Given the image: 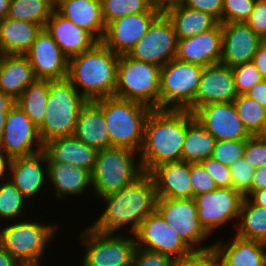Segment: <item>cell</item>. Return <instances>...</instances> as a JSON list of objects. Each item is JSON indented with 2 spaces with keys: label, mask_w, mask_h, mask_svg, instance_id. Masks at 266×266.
<instances>
[{
  "label": "cell",
  "mask_w": 266,
  "mask_h": 266,
  "mask_svg": "<svg viewBox=\"0 0 266 266\" xmlns=\"http://www.w3.org/2000/svg\"><path fill=\"white\" fill-rule=\"evenodd\" d=\"M28 199L9 180L0 183V218L4 222L19 220L25 216V202Z\"/></svg>",
  "instance_id": "38"
},
{
  "label": "cell",
  "mask_w": 266,
  "mask_h": 266,
  "mask_svg": "<svg viewBox=\"0 0 266 266\" xmlns=\"http://www.w3.org/2000/svg\"><path fill=\"white\" fill-rule=\"evenodd\" d=\"M44 28L68 59L89 50L98 42L88 31L72 23L56 9Z\"/></svg>",
  "instance_id": "24"
},
{
  "label": "cell",
  "mask_w": 266,
  "mask_h": 266,
  "mask_svg": "<svg viewBox=\"0 0 266 266\" xmlns=\"http://www.w3.org/2000/svg\"><path fill=\"white\" fill-rule=\"evenodd\" d=\"M266 188V166L256 168L251 183L250 194L253 191Z\"/></svg>",
  "instance_id": "53"
},
{
  "label": "cell",
  "mask_w": 266,
  "mask_h": 266,
  "mask_svg": "<svg viewBox=\"0 0 266 266\" xmlns=\"http://www.w3.org/2000/svg\"><path fill=\"white\" fill-rule=\"evenodd\" d=\"M244 196L233 188H217L193 197L200 224L211 235L220 226L238 223ZM213 233V234H212Z\"/></svg>",
  "instance_id": "12"
},
{
  "label": "cell",
  "mask_w": 266,
  "mask_h": 266,
  "mask_svg": "<svg viewBox=\"0 0 266 266\" xmlns=\"http://www.w3.org/2000/svg\"><path fill=\"white\" fill-rule=\"evenodd\" d=\"M54 9L55 0H11L7 17L45 27Z\"/></svg>",
  "instance_id": "36"
},
{
  "label": "cell",
  "mask_w": 266,
  "mask_h": 266,
  "mask_svg": "<svg viewBox=\"0 0 266 266\" xmlns=\"http://www.w3.org/2000/svg\"><path fill=\"white\" fill-rule=\"evenodd\" d=\"M252 62L255 64L263 79L266 80V41L259 46Z\"/></svg>",
  "instance_id": "52"
},
{
  "label": "cell",
  "mask_w": 266,
  "mask_h": 266,
  "mask_svg": "<svg viewBox=\"0 0 266 266\" xmlns=\"http://www.w3.org/2000/svg\"><path fill=\"white\" fill-rule=\"evenodd\" d=\"M86 102L67 77L50 80L45 116L38 128L43 144L73 136L80 109Z\"/></svg>",
  "instance_id": "5"
},
{
  "label": "cell",
  "mask_w": 266,
  "mask_h": 266,
  "mask_svg": "<svg viewBox=\"0 0 266 266\" xmlns=\"http://www.w3.org/2000/svg\"><path fill=\"white\" fill-rule=\"evenodd\" d=\"M233 104L247 132L251 136L263 135L266 126V109L245 94L238 95Z\"/></svg>",
  "instance_id": "37"
},
{
  "label": "cell",
  "mask_w": 266,
  "mask_h": 266,
  "mask_svg": "<svg viewBox=\"0 0 266 266\" xmlns=\"http://www.w3.org/2000/svg\"><path fill=\"white\" fill-rule=\"evenodd\" d=\"M245 23L264 41L266 40V0H256L254 9Z\"/></svg>",
  "instance_id": "48"
},
{
  "label": "cell",
  "mask_w": 266,
  "mask_h": 266,
  "mask_svg": "<svg viewBox=\"0 0 266 266\" xmlns=\"http://www.w3.org/2000/svg\"><path fill=\"white\" fill-rule=\"evenodd\" d=\"M200 163L215 181L218 188H232L229 166L223 165L212 157L203 160Z\"/></svg>",
  "instance_id": "47"
},
{
  "label": "cell",
  "mask_w": 266,
  "mask_h": 266,
  "mask_svg": "<svg viewBox=\"0 0 266 266\" xmlns=\"http://www.w3.org/2000/svg\"><path fill=\"white\" fill-rule=\"evenodd\" d=\"M73 136L97 150L110 147L103 111L95 101H87L81 107Z\"/></svg>",
  "instance_id": "29"
},
{
  "label": "cell",
  "mask_w": 266,
  "mask_h": 266,
  "mask_svg": "<svg viewBox=\"0 0 266 266\" xmlns=\"http://www.w3.org/2000/svg\"><path fill=\"white\" fill-rule=\"evenodd\" d=\"M55 9L72 23L88 31L97 41H102L106 24L100 0H55Z\"/></svg>",
  "instance_id": "27"
},
{
  "label": "cell",
  "mask_w": 266,
  "mask_h": 266,
  "mask_svg": "<svg viewBox=\"0 0 266 266\" xmlns=\"http://www.w3.org/2000/svg\"><path fill=\"white\" fill-rule=\"evenodd\" d=\"M175 260L159 252L136 247L131 266H173Z\"/></svg>",
  "instance_id": "46"
},
{
  "label": "cell",
  "mask_w": 266,
  "mask_h": 266,
  "mask_svg": "<svg viewBox=\"0 0 266 266\" xmlns=\"http://www.w3.org/2000/svg\"><path fill=\"white\" fill-rule=\"evenodd\" d=\"M194 120L188 110L152 109L144 131V141L139 152L143 172L182 160V147L187 126Z\"/></svg>",
  "instance_id": "2"
},
{
  "label": "cell",
  "mask_w": 266,
  "mask_h": 266,
  "mask_svg": "<svg viewBox=\"0 0 266 266\" xmlns=\"http://www.w3.org/2000/svg\"><path fill=\"white\" fill-rule=\"evenodd\" d=\"M232 188L240 192L245 198L250 195L251 183L255 168L250 166L244 157L229 166Z\"/></svg>",
  "instance_id": "41"
},
{
  "label": "cell",
  "mask_w": 266,
  "mask_h": 266,
  "mask_svg": "<svg viewBox=\"0 0 266 266\" xmlns=\"http://www.w3.org/2000/svg\"><path fill=\"white\" fill-rule=\"evenodd\" d=\"M182 5L209 13L222 24L223 0H183Z\"/></svg>",
  "instance_id": "50"
},
{
  "label": "cell",
  "mask_w": 266,
  "mask_h": 266,
  "mask_svg": "<svg viewBox=\"0 0 266 266\" xmlns=\"http://www.w3.org/2000/svg\"><path fill=\"white\" fill-rule=\"evenodd\" d=\"M12 158L0 149V182L9 180Z\"/></svg>",
  "instance_id": "54"
},
{
  "label": "cell",
  "mask_w": 266,
  "mask_h": 266,
  "mask_svg": "<svg viewBox=\"0 0 266 266\" xmlns=\"http://www.w3.org/2000/svg\"><path fill=\"white\" fill-rule=\"evenodd\" d=\"M232 71L238 95L246 94L257 83L264 80L253 62L233 67Z\"/></svg>",
  "instance_id": "42"
},
{
  "label": "cell",
  "mask_w": 266,
  "mask_h": 266,
  "mask_svg": "<svg viewBox=\"0 0 266 266\" xmlns=\"http://www.w3.org/2000/svg\"><path fill=\"white\" fill-rule=\"evenodd\" d=\"M161 12L129 14L106 25L102 43L118 55L129 54Z\"/></svg>",
  "instance_id": "17"
},
{
  "label": "cell",
  "mask_w": 266,
  "mask_h": 266,
  "mask_svg": "<svg viewBox=\"0 0 266 266\" xmlns=\"http://www.w3.org/2000/svg\"><path fill=\"white\" fill-rule=\"evenodd\" d=\"M43 147L38 128L15 104L8 112L0 149L11 158H16L39 153Z\"/></svg>",
  "instance_id": "15"
},
{
  "label": "cell",
  "mask_w": 266,
  "mask_h": 266,
  "mask_svg": "<svg viewBox=\"0 0 266 266\" xmlns=\"http://www.w3.org/2000/svg\"><path fill=\"white\" fill-rule=\"evenodd\" d=\"M105 24L129 14L159 12L151 8L149 0H100Z\"/></svg>",
  "instance_id": "39"
},
{
  "label": "cell",
  "mask_w": 266,
  "mask_h": 266,
  "mask_svg": "<svg viewBox=\"0 0 266 266\" xmlns=\"http://www.w3.org/2000/svg\"><path fill=\"white\" fill-rule=\"evenodd\" d=\"M243 157L255 169L266 166V137L258 135L248 138Z\"/></svg>",
  "instance_id": "44"
},
{
  "label": "cell",
  "mask_w": 266,
  "mask_h": 266,
  "mask_svg": "<svg viewBox=\"0 0 266 266\" xmlns=\"http://www.w3.org/2000/svg\"><path fill=\"white\" fill-rule=\"evenodd\" d=\"M95 102L102 108L110 147H123L139 153L144 141L146 120L152 108L115 96Z\"/></svg>",
  "instance_id": "4"
},
{
  "label": "cell",
  "mask_w": 266,
  "mask_h": 266,
  "mask_svg": "<svg viewBox=\"0 0 266 266\" xmlns=\"http://www.w3.org/2000/svg\"><path fill=\"white\" fill-rule=\"evenodd\" d=\"M118 59V54L98 41L89 50L69 58L67 78L87 101L114 96Z\"/></svg>",
  "instance_id": "3"
},
{
  "label": "cell",
  "mask_w": 266,
  "mask_h": 266,
  "mask_svg": "<svg viewBox=\"0 0 266 266\" xmlns=\"http://www.w3.org/2000/svg\"><path fill=\"white\" fill-rule=\"evenodd\" d=\"M177 42L172 22L162 13L128 55L135 60L163 67L175 58Z\"/></svg>",
  "instance_id": "14"
},
{
  "label": "cell",
  "mask_w": 266,
  "mask_h": 266,
  "mask_svg": "<svg viewBox=\"0 0 266 266\" xmlns=\"http://www.w3.org/2000/svg\"><path fill=\"white\" fill-rule=\"evenodd\" d=\"M101 199L105 210L89 227L102 233H120L129 226L124 233L134 234L143 219L156 210L157 195L151 175L144 172L120 191Z\"/></svg>",
  "instance_id": "1"
},
{
  "label": "cell",
  "mask_w": 266,
  "mask_h": 266,
  "mask_svg": "<svg viewBox=\"0 0 266 266\" xmlns=\"http://www.w3.org/2000/svg\"><path fill=\"white\" fill-rule=\"evenodd\" d=\"M37 80L26 55L0 54V91L17 100Z\"/></svg>",
  "instance_id": "28"
},
{
  "label": "cell",
  "mask_w": 266,
  "mask_h": 266,
  "mask_svg": "<svg viewBox=\"0 0 266 266\" xmlns=\"http://www.w3.org/2000/svg\"><path fill=\"white\" fill-rule=\"evenodd\" d=\"M25 55L37 79L55 80L68 76L69 59L45 28Z\"/></svg>",
  "instance_id": "19"
},
{
  "label": "cell",
  "mask_w": 266,
  "mask_h": 266,
  "mask_svg": "<svg viewBox=\"0 0 266 266\" xmlns=\"http://www.w3.org/2000/svg\"><path fill=\"white\" fill-rule=\"evenodd\" d=\"M247 140H216L212 158L226 166L233 165L244 155Z\"/></svg>",
  "instance_id": "40"
},
{
  "label": "cell",
  "mask_w": 266,
  "mask_h": 266,
  "mask_svg": "<svg viewBox=\"0 0 266 266\" xmlns=\"http://www.w3.org/2000/svg\"><path fill=\"white\" fill-rule=\"evenodd\" d=\"M19 262L0 245V266H18Z\"/></svg>",
  "instance_id": "57"
},
{
  "label": "cell",
  "mask_w": 266,
  "mask_h": 266,
  "mask_svg": "<svg viewBox=\"0 0 266 266\" xmlns=\"http://www.w3.org/2000/svg\"><path fill=\"white\" fill-rule=\"evenodd\" d=\"M44 27L5 17L0 21V54L25 55Z\"/></svg>",
  "instance_id": "31"
},
{
  "label": "cell",
  "mask_w": 266,
  "mask_h": 266,
  "mask_svg": "<svg viewBox=\"0 0 266 266\" xmlns=\"http://www.w3.org/2000/svg\"><path fill=\"white\" fill-rule=\"evenodd\" d=\"M233 227L237 236L266 244V207L254 204L248 197L244 198L238 223Z\"/></svg>",
  "instance_id": "33"
},
{
  "label": "cell",
  "mask_w": 266,
  "mask_h": 266,
  "mask_svg": "<svg viewBox=\"0 0 266 266\" xmlns=\"http://www.w3.org/2000/svg\"><path fill=\"white\" fill-rule=\"evenodd\" d=\"M222 241H214L213 246L218 266H266L265 243L244 239L236 234L228 241Z\"/></svg>",
  "instance_id": "23"
},
{
  "label": "cell",
  "mask_w": 266,
  "mask_h": 266,
  "mask_svg": "<svg viewBox=\"0 0 266 266\" xmlns=\"http://www.w3.org/2000/svg\"><path fill=\"white\" fill-rule=\"evenodd\" d=\"M143 173L139 153L123 147L100 149L91 173L93 197L118 192Z\"/></svg>",
  "instance_id": "6"
},
{
  "label": "cell",
  "mask_w": 266,
  "mask_h": 266,
  "mask_svg": "<svg viewBox=\"0 0 266 266\" xmlns=\"http://www.w3.org/2000/svg\"><path fill=\"white\" fill-rule=\"evenodd\" d=\"M79 237L85 246L81 266H131L134 234L102 233L88 226Z\"/></svg>",
  "instance_id": "10"
},
{
  "label": "cell",
  "mask_w": 266,
  "mask_h": 266,
  "mask_svg": "<svg viewBox=\"0 0 266 266\" xmlns=\"http://www.w3.org/2000/svg\"><path fill=\"white\" fill-rule=\"evenodd\" d=\"M245 95L266 109V80L257 83Z\"/></svg>",
  "instance_id": "51"
},
{
  "label": "cell",
  "mask_w": 266,
  "mask_h": 266,
  "mask_svg": "<svg viewBox=\"0 0 266 266\" xmlns=\"http://www.w3.org/2000/svg\"><path fill=\"white\" fill-rule=\"evenodd\" d=\"M204 67L176 58L161 67L160 109L188 110L195 101Z\"/></svg>",
  "instance_id": "9"
},
{
  "label": "cell",
  "mask_w": 266,
  "mask_h": 266,
  "mask_svg": "<svg viewBox=\"0 0 266 266\" xmlns=\"http://www.w3.org/2000/svg\"><path fill=\"white\" fill-rule=\"evenodd\" d=\"M134 236L136 247L159 252L175 261L194 253L156 210L143 219Z\"/></svg>",
  "instance_id": "13"
},
{
  "label": "cell",
  "mask_w": 266,
  "mask_h": 266,
  "mask_svg": "<svg viewBox=\"0 0 266 266\" xmlns=\"http://www.w3.org/2000/svg\"><path fill=\"white\" fill-rule=\"evenodd\" d=\"M256 0H223L222 23L245 22L254 9Z\"/></svg>",
  "instance_id": "43"
},
{
  "label": "cell",
  "mask_w": 266,
  "mask_h": 266,
  "mask_svg": "<svg viewBox=\"0 0 266 266\" xmlns=\"http://www.w3.org/2000/svg\"><path fill=\"white\" fill-rule=\"evenodd\" d=\"M15 104L16 100L0 91V113H8Z\"/></svg>",
  "instance_id": "56"
},
{
  "label": "cell",
  "mask_w": 266,
  "mask_h": 266,
  "mask_svg": "<svg viewBox=\"0 0 266 266\" xmlns=\"http://www.w3.org/2000/svg\"><path fill=\"white\" fill-rule=\"evenodd\" d=\"M156 211L194 252L213 249L214 243L204 246L211 235L200 224L193 198H157Z\"/></svg>",
  "instance_id": "11"
},
{
  "label": "cell",
  "mask_w": 266,
  "mask_h": 266,
  "mask_svg": "<svg viewBox=\"0 0 266 266\" xmlns=\"http://www.w3.org/2000/svg\"><path fill=\"white\" fill-rule=\"evenodd\" d=\"M182 1L183 0H149V4L151 8L164 14L168 9L182 4Z\"/></svg>",
  "instance_id": "55"
},
{
  "label": "cell",
  "mask_w": 266,
  "mask_h": 266,
  "mask_svg": "<svg viewBox=\"0 0 266 266\" xmlns=\"http://www.w3.org/2000/svg\"><path fill=\"white\" fill-rule=\"evenodd\" d=\"M160 71L156 64L119 55L114 96L160 109Z\"/></svg>",
  "instance_id": "7"
},
{
  "label": "cell",
  "mask_w": 266,
  "mask_h": 266,
  "mask_svg": "<svg viewBox=\"0 0 266 266\" xmlns=\"http://www.w3.org/2000/svg\"><path fill=\"white\" fill-rule=\"evenodd\" d=\"M48 184H53L57 200L66 196H81L90 186L92 187V174L81 167L61 162H47Z\"/></svg>",
  "instance_id": "30"
},
{
  "label": "cell",
  "mask_w": 266,
  "mask_h": 266,
  "mask_svg": "<svg viewBox=\"0 0 266 266\" xmlns=\"http://www.w3.org/2000/svg\"><path fill=\"white\" fill-rule=\"evenodd\" d=\"M190 179L192 198L196 195L211 192L218 188L215 181L207 173L201 163L191 164Z\"/></svg>",
  "instance_id": "45"
},
{
  "label": "cell",
  "mask_w": 266,
  "mask_h": 266,
  "mask_svg": "<svg viewBox=\"0 0 266 266\" xmlns=\"http://www.w3.org/2000/svg\"><path fill=\"white\" fill-rule=\"evenodd\" d=\"M193 115L216 140H247L251 137L233 102L211 103L197 108Z\"/></svg>",
  "instance_id": "16"
},
{
  "label": "cell",
  "mask_w": 266,
  "mask_h": 266,
  "mask_svg": "<svg viewBox=\"0 0 266 266\" xmlns=\"http://www.w3.org/2000/svg\"><path fill=\"white\" fill-rule=\"evenodd\" d=\"M164 14L172 22L178 40L211 30L219 23L211 14L182 4L168 9Z\"/></svg>",
  "instance_id": "32"
},
{
  "label": "cell",
  "mask_w": 266,
  "mask_h": 266,
  "mask_svg": "<svg viewBox=\"0 0 266 266\" xmlns=\"http://www.w3.org/2000/svg\"><path fill=\"white\" fill-rule=\"evenodd\" d=\"M47 162H61L93 172L98 150L74 136L55 138L44 144Z\"/></svg>",
  "instance_id": "26"
},
{
  "label": "cell",
  "mask_w": 266,
  "mask_h": 266,
  "mask_svg": "<svg viewBox=\"0 0 266 266\" xmlns=\"http://www.w3.org/2000/svg\"><path fill=\"white\" fill-rule=\"evenodd\" d=\"M237 96L232 68L221 63L209 65L204 67L195 101L188 111L193 113L211 103L233 102Z\"/></svg>",
  "instance_id": "20"
},
{
  "label": "cell",
  "mask_w": 266,
  "mask_h": 266,
  "mask_svg": "<svg viewBox=\"0 0 266 266\" xmlns=\"http://www.w3.org/2000/svg\"><path fill=\"white\" fill-rule=\"evenodd\" d=\"M41 264H42V262H38V263H19L18 266H42Z\"/></svg>",
  "instance_id": "61"
},
{
  "label": "cell",
  "mask_w": 266,
  "mask_h": 266,
  "mask_svg": "<svg viewBox=\"0 0 266 266\" xmlns=\"http://www.w3.org/2000/svg\"><path fill=\"white\" fill-rule=\"evenodd\" d=\"M9 181L28 201L40 192H44L45 182L48 183V164L45 152L42 150L33 155L12 158Z\"/></svg>",
  "instance_id": "22"
},
{
  "label": "cell",
  "mask_w": 266,
  "mask_h": 266,
  "mask_svg": "<svg viewBox=\"0 0 266 266\" xmlns=\"http://www.w3.org/2000/svg\"><path fill=\"white\" fill-rule=\"evenodd\" d=\"M248 198L256 205L266 207V188L253 191Z\"/></svg>",
  "instance_id": "58"
},
{
  "label": "cell",
  "mask_w": 266,
  "mask_h": 266,
  "mask_svg": "<svg viewBox=\"0 0 266 266\" xmlns=\"http://www.w3.org/2000/svg\"><path fill=\"white\" fill-rule=\"evenodd\" d=\"M262 136L266 137V126H265L264 133Z\"/></svg>",
  "instance_id": "62"
},
{
  "label": "cell",
  "mask_w": 266,
  "mask_h": 266,
  "mask_svg": "<svg viewBox=\"0 0 266 266\" xmlns=\"http://www.w3.org/2000/svg\"><path fill=\"white\" fill-rule=\"evenodd\" d=\"M191 163L183 160L162 164L151 175L157 198H192Z\"/></svg>",
  "instance_id": "25"
},
{
  "label": "cell",
  "mask_w": 266,
  "mask_h": 266,
  "mask_svg": "<svg viewBox=\"0 0 266 266\" xmlns=\"http://www.w3.org/2000/svg\"><path fill=\"white\" fill-rule=\"evenodd\" d=\"M15 220L0 229V245L19 263H38L54 240L57 224Z\"/></svg>",
  "instance_id": "8"
},
{
  "label": "cell",
  "mask_w": 266,
  "mask_h": 266,
  "mask_svg": "<svg viewBox=\"0 0 266 266\" xmlns=\"http://www.w3.org/2000/svg\"><path fill=\"white\" fill-rule=\"evenodd\" d=\"M222 28L218 23L213 29L177 42L175 58L203 67L218 64L222 58Z\"/></svg>",
  "instance_id": "21"
},
{
  "label": "cell",
  "mask_w": 266,
  "mask_h": 266,
  "mask_svg": "<svg viewBox=\"0 0 266 266\" xmlns=\"http://www.w3.org/2000/svg\"><path fill=\"white\" fill-rule=\"evenodd\" d=\"M173 266H218V258L215 251L210 249L176 260Z\"/></svg>",
  "instance_id": "49"
},
{
  "label": "cell",
  "mask_w": 266,
  "mask_h": 266,
  "mask_svg": "<svg viewBox=\"0 0 266 266\" xmlns=\"http://www.w3.org/2000/svg\"><path fill=\"white\" fill-rule=\"evenodd\" d=\"M7 117H8V113H0V140L3 136L4 127L6 124Z\"/></svg>",
  "instance_id": "60"
},
{
  "label": "cell",
  "mask_w": 266,
  "mask_h": 266,
  "mask_svg": "<svg viewBox=\"0 0 266 266\" xmlns=\"http://www.w3.org/2000/svg\"><path fill=\"white\" fill-rule=\"evenodd\" d=\"M11 0H0V21L7 17Z\"/></svg>",
  "instance_id": "59"
},
{
  "label": "cell",
  "mask_w": 266,
  "mask_h": 266,
  "mask_svg": "<svg viewBox=\"0 0 266 266\" xmlns=\"http://www.w3.org/2000/svg\"><path fill=\"white\" fill-rule=\"evenodd\" d=\"M222 28V58L220 63L230 68L252 62L264 40L245 22H226Z\"/></svg>",
  "instance_id": "18"
},
{
  "label": "cell",
  "mask_w": 266,
  "mask_h": 266,
  "mask_svg": "<svg viewBox=\"0 0 266 266\" xmlns=\"http://www.w3.org/2000/svg\"><path fill=\"white\" fill-rule=\"evenodd\" d=\"M49 87L50 80L37 79L32 84H29L16 100V105L26 113L37 128L43 123Z\"/></svg>",
  "instance_id": "35"
},
{
  "label": "cell",
  "mask_w": 266,
  "mask_h": 266,
  "mask_svg": "<svg viewBox=\"0 0 266 266\" xmlns=\"http://www.w3.org/2000/svg\"><path fill=\"white\" fill-rule=\"evenodd\" d=\"M216 139L195 119L187 126L182 147V160L200 163L212 156Z\"/></svg>",
  "instance_id": "34"
}]
</instances>
